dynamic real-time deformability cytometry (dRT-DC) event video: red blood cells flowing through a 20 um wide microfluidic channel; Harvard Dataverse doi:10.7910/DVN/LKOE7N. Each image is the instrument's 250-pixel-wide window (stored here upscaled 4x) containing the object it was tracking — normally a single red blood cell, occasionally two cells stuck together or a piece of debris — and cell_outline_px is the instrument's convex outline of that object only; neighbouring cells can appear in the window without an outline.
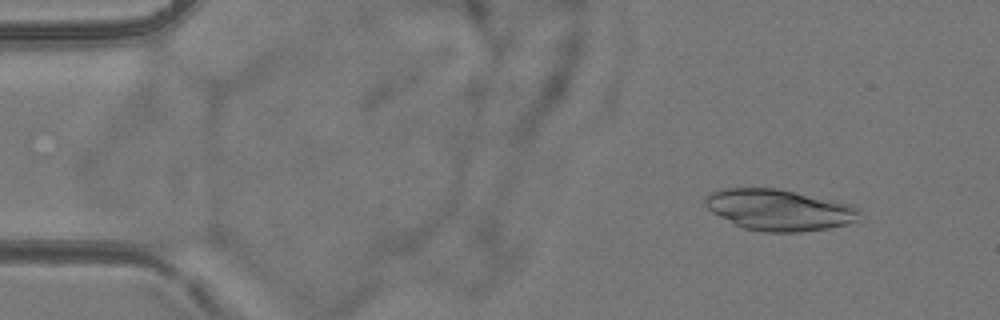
{"species": "common noctule bat (a hibernating species)", "species_latin": "Nyctalus noctula", "temperature_condition": "room temperature", "stored_images_in_passage": 5, "camera_frame_rate_fps": 3000, "um_per_image_px": 0.085, "animal": {"sex": "female", "body_mass_g": 24.6, "forearm_length_mm": 56.2}, "frame": {"image": 1, "passage_image": 2, "time_ms": 1.333, "image_size_px": [1000, 320], "cell_outline_px": [[860, 212], [856, 220], [848, 224], [828, 228], [800, 232], [764, 232], [744, 228], [712, 212], [704, 204], [704, 196], [712, 192], [724, 188], [776, 188], [796, 192], [852, 204], [860, 208]], "centroid_in_image_um": [66.23, 17.83], "position_along_channel_um": 18.8, "area_um2": 36.93}}